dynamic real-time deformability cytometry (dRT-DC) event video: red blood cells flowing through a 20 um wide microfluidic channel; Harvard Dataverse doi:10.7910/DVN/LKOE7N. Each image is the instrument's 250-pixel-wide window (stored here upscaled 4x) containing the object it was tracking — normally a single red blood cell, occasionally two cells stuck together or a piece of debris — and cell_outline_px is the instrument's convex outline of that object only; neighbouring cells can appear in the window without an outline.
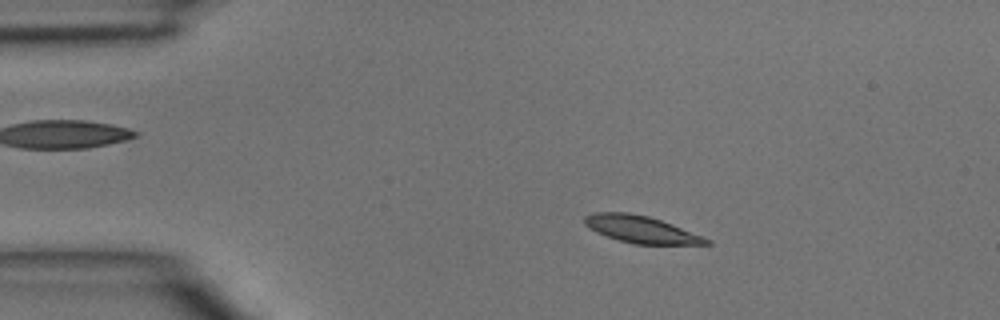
{"species": "common noctule bat (a hibernating species)", "species_latin": "Nyctalus noctula", "temperature_condition": "room temperature", "stored_images_in_passage": 47, "camera_frame_rate_fps": 3000, "um_per_image_px": 0.085, "animal": {"sex": "male", "body_mass_g": 15.6}, "frame": {"image": 1, "passage_image": 8, "time_ms": 2.333, "image_size_px": [1000, 320], "cell_outline_px": [[712, 244], [636, 244], [620, 240], [596, 232], [588, 228], [584, 224], [584, 216], [596, 212], [628, 212], [648, 216], [672, 224], [704, 236], [712, 240]], "centroid_in_image_um": [54.5, 19.49], "position_along_channel_um": 30.5, "area_um2": 19.13}}
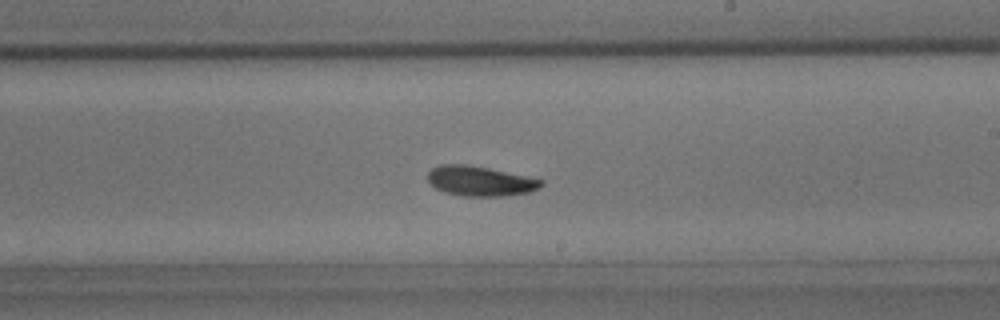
{"frame": {"image": 2, "passage_image": 27, "time_ms": 8.667, "image_size_px": [1000, 320], "cell_outline_px": [[544, 184], [540, 188], [528, 192], [504, 196], [464, 196], [444, 192], [436, 188], [428, 180], [428, 172], [432, 168], [440, 164], [468, 164], [488, 168], [544, 180]], "centroid_in_image_um": [40.81, 15.39], "position_along_channel_um": 248.2, "area_um2": 19.71}}
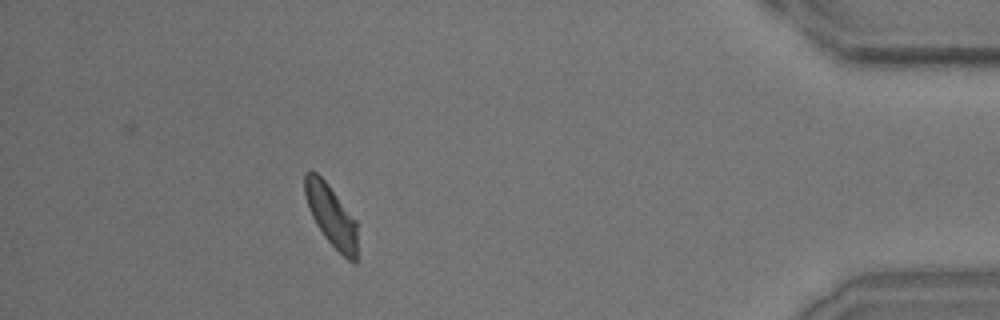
{"frame": {"image": 3, "passage_image": 42, "time_ms": 13.667, "image_size_px": [1000, 320], "cell_outline_px": [[356, 264], [348, 260], [324, 236], [316, 224], [308, 208], [304, 192], [304, 172], [316, 172], [328, 184], [356, 220]], "centroid_in_image_um": [28.13, 18.3], "position_along_channel_um": 407.1, "area_um2": 18.5}}